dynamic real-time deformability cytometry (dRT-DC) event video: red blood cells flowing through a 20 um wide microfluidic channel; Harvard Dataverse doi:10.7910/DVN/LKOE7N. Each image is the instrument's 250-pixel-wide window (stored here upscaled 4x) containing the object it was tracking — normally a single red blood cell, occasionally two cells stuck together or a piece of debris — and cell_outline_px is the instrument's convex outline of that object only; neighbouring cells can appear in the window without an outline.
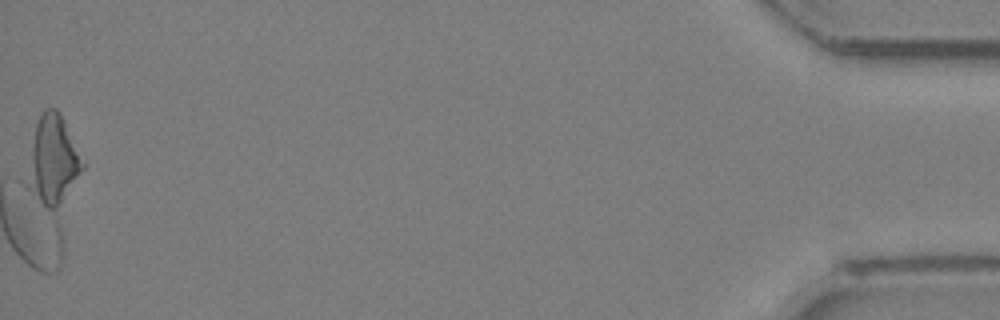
{"species": "Egyptian fruit bat (a non-hibernating species)", "species_latin": "Rousettus aegyptiacus", "temperature_condition": "room temperature", "stored_images_in_passage": 27, "camera_frame_rate_fps": 3000, "um_per_image_px": 0.085, "animal": {"sex": "female"}, "frame": {"image": 1, "passage_image": 27, "time_ms": 8.667, "image_size_px": [1000, 320], "cell_outline_px": [[84, 168], [60, 200], [52, 208], [48, 208], [20, 180], [36, 120], [44, 108], [56, 108], [60, 112], [84, 164]], "centroid_in_image_um": [4.35, 13.51], "position_along_channel_um": 430.8, "area_um2": 28.55}}